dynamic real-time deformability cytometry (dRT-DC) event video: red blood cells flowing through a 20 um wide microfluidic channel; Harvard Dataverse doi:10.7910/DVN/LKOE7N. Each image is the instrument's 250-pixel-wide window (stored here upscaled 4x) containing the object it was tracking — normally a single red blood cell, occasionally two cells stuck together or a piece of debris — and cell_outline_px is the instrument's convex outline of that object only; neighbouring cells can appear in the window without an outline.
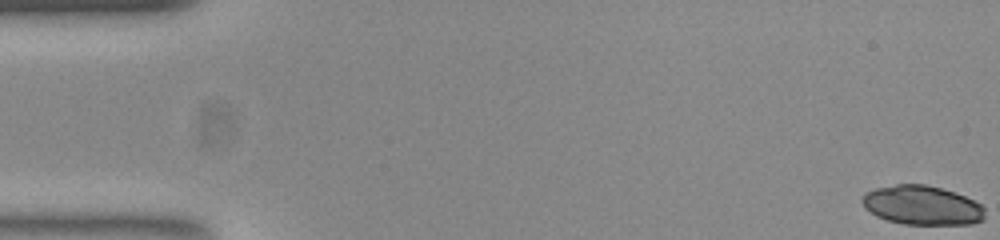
{"species": "common noctule bat (a hibernating species)", "species_latin": "Nyctalus noctula", "temperature_condition": "room temperature", "stored_images_in_passage": 54, "camera_frame_rate_fps": 3000, "um_per_image_px": 0.085, "animal": {"sex": "female", "body_mass_g": 23.0, "forearm_length_mm": 53.4}, "frame": {"image": 1, "passage_image": 1, "time_ms": 0.0, "image_size_px": [1000, 240], "cell_outline_px": [[984, 220], [972, 224], [904, 224], [888, 220], [876, 216], [864, 208], [860, 200], [864, 192], [876, 188], [896, 184], [924, 184], [956, 192], [980, 204], [984, 208]], "centroid_in_image_um": [78.34, 17.45], "position_along_channel_um": 6.7, "area_um2": 28.15}}
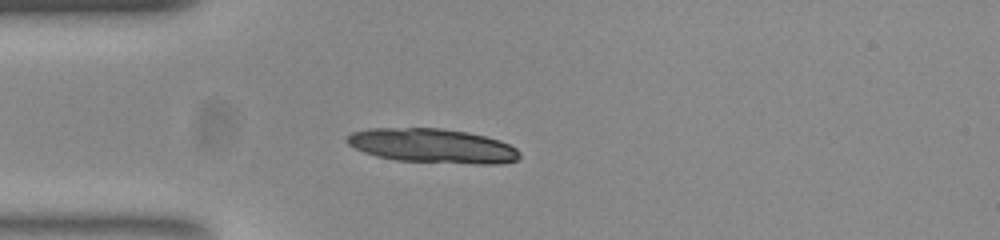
{"frame": {"image": 2, "passage_image": 15, "time_ms": 4.667, "image_size_px": [1000, 240], "cell_outline_px": [[520, 156], [516, 160], [500, 164], [480, 164], [396, 160], [376, 156], [364, 152], [348, 144], [344, 140], [352, 132], [368, 128], [440, 128], [468, 132], [500, 140], [516, 148], [520, 152]], "centroid_in_image_um": [36.76, 12.39], "position_along_channel_um": 48.2, "area_um2": 34.51}}
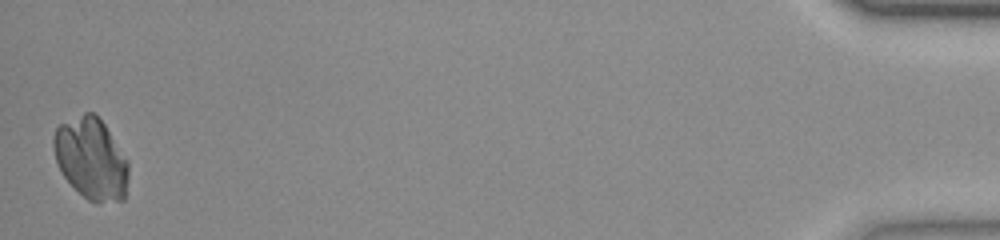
{"frame": {"image": 3, "passage_image": 54, "time_ms": 17.667, "image_size_px": [1000, 240], "cell_outline_px": [[128, 180], [124, 200], [88, 200], [64, 176], [56, 160], [52, 144], [52, 140], [56, 128], [60, 124], [84, 112], [92, 112], [104, 124], [128, 160]], "centroid_in_image_um": [7.74, 13.44], "position_along_channel_um": 427.5, "area_um2": 34.91}}